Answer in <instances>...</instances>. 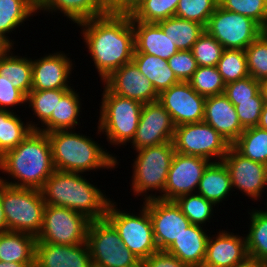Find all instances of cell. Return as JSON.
Here are the masks:
<instances>
[{
  "label": "cell",
  "mask_w": 267,
  "mask_h": 267,
  "mask_svg": "<svg viewBox=\"0 0 267 267\" xmlns=\"http://www.w3.org/2000/svg\"><path fill=\"white\" fill-rule=\"evenodd\" d=\"M101 82L132 62L135 36L130 15H104L77 24Z\"/></svg>",
  "instance_id": "obj_1"
},
{
  "label": "cell",
  "mask_w": 267,
  "mask_h": 267,
  "mask_svg": "<svg viewBox=\"0 0 267 267\" xmlns=\"http://www.w3.org/2000/svg\"><path fill=\"white\" fill-rule=\"evenodd\" d=\"M0 171L8 178L0 176L4 184L40 190L55 171L47 133L33 130L18 146L7 151L0 157Z\"/></svg>",
  "instance_id": "obj_2"
},
{
  "label": "cell",
  "mask_w": 267,
  "mask_h": 267,
  "mask_svg": "<svg viewBox=\"0 0 267 267\" xmlns=\"http://www.w3.org/2000/svg\"><path fill=\"white\" fill-rule=\"evenodd\" d=\"M40 191L46 204L69 208L91 221L104 219L112 201L82 173L55 170Z\"/></svg>",
  "instance_id": "obj_3"
},
{
  "label": "cell",
  "mask_w": 267,
  "mask_h": 267,
  "mask_svg": "<svg viewBox=\"0 0 267 267\" xmlns=\"http://www.w3.org/2000/svg\"><path fill=\"white\" fill-rule=\"evenodd\" d=\"M55 170L86 173L101 169L111 171L119 166L118 157L110 154L91 136L75 130H60L47 133ZM118 165V166H117Z\"/></svg>",
  "instance_id": "obj_4"
},
{
  "label": "cell",
  "mask_w": 267,
  "mask_h": 267,
  "mask_svg": "<svg viewBox=\"0 0 267 267\" xmlns=\"http://www.w3.org/2000/svg\"><path fill=\"white\" fill-rule=\"evenodd\" d=\"M97 135H105L110 145L125 146L132 142L139 124L143 104L110 92L104 85Z\"/></svg>",
  "instance_id": "obj_5"
},
{
  "label": "cell",
  "mask_w": 267,
  "mask_h": 267,
  "mask_svg": "<svg viewBox=\"0 0 267 267\" xmlns=\"http://www.w3.org/2000/svg\"><path fill=\"white\" fill-rule=\"evenodd\" d=\"M135 153L137 155L132 163L133 174L130 184L133 196H143V201L159 198L164 192L175 153L173 142L144 147L136 150ZM153 191H155L154 194ZM156 192H159V195Z\"/></svg>",
  "instance_id": "obj_6"
},
{
  "label": "cell",
  "mask_w": 267,
  "mask_h": 267,
  "mask_svg": "<svg viewBox=\"0 0 267 267\" xmlns=\"http://www.w3.org/2000/svg\"><path fill=\"white\" fill-rule=\"evenodd\" d=\"M6 231L40 233L46 203L39 189L14 187L1 182Z\"/></svg>",
  "instance_id": "obj_7"
},
{
  "label": "cell",
  "mask_w": 267,
  "mask_h": 267,
  "mask_svg": "<svg viewBox=\"0 0 267 267\" xmlns=\"http://www.w3.org/2000/svg\"><path fill=\"white\" fill-rule=\"evenodd\" d=\"M117 204L112 199L105 218L118 231L123 245L142 262L159 251L154 240L148 209L141 204L139 213L134 210L131 213V211H121Z\"/></svg>",
  "instance_id": "obj_8"
},
{
  "label": "cell",
  "mask_w": 267,
  "mask_h": 267,
  "mask_svg": "<svg viewBox=\"0 0 267 267\" xmlns=\"http://www.w3.org/2000/svg\"><path fill=\"white\" fill-rule=\"evenodd\" d=\"M87 245L96 267H141L142 262L122 243L118 231L106 219L91 221Z\"/></svg>",
  "instance_id": "obj_9"
},
{
  "label": "cell",
  "mask_w": 267,
  "mask_h": 267,
  "mask_svg": "<svg viewBox=\"0 0 267 267\" xmlns=\"http://www.w3.org/2000/svg\"><path fill=\"white\" fill-rule=\"evenodd\" d=\"M175 152L198 156L211 162L222 161L231 144L212 126L202 122L175 126Z\"/></svg>",
  "instance_id": "obj_10"
},
{
  "label": "cell",
  "mask_w": 267,
  "mask_h": 267,
  "mask_svg": "<svg viewBox=\"0 0 267 267\" xmlns=\"http://www.w3.org/2000/svg\"><path fill=\"white\" fill-rule=\"evenodd\" d=\"M91 220L66 207L46 204L43 224L36 242L60 245L86 243Z\"/></svg>",
  "instance_id": "obj_11"
},
{
  "label": "cell",
  "mask_w": 267,
  "mask_h": 267,
  "mask_svg": "<svg viewBox=\"0 0 267 267\" xmlns=\"http://www.w3.org/2000/svg\"><path fill=\"white\" fill-rule=\"evenodd\" d=\"M205 30L224 49L245 50L265 30L253 19L217 6L210 16Z\"/></svg>",
  "instance_id": "obj_12"
},
{
  "label": "cell",
  "mask_w": 267,
  "mask_h": 267,
  "mask_svg": "<svg viewBox=\"0 0 267 267\" xmlns=\"http://www.w3.org/2000/svg\"><path fill=\"white\" fill-rule=\"evenodd\" d=\"M210 160L175 152L168 171L163 194L158 198L175 201L179 196L197 192L200 179Z\"/></svg>",
  "instance_id": "obj_13"
},
{
  "label": "cell",
  "mask_w": 267,
  "mask_h": 267,
  "mask_svg": "<svg viewBox=\"0 0 267 267\" xmlns=\"http://www.w3.org/2000/svg\"><path fill=\"white\" fill-rule=\"evenodd\" d=\"M153 225V235L159 251H165L192 223L175 201L150 199L143 201Z\"/></svg>",
  "instance_id": "obj_14"
},
{
  "label": "cell",
  "mask_w": 267,
  "mask_h": 267,
  "mask_svg": "<svg viewBox=\"0 0 267 267\" xmlns=\"http://www.w3.org/2000/svg\"><path fill=\"white\" fill-rule=\"evenodd\" d=\"M222 161L230 173L233 191L239 190L254 202L264 199L267 165L242 156L232 146Z\"/></svg>",
  "instance_id": "obj_15"
},
{
  "label": "cell",
  "mask_w": 267,
  "mask_h": 267,
  "mask_svg": "<svg viewBox=\"0 0 267 267\" xmlns=\"http://www.w3.org/2000/svg\"><path fill=\"white\" fill-rule=\"evenodd\" d=\"M205 99L189 82H178L162 91L158 102L170 114L174 125L180 126L203 121Z\"/></svg>",
  "instance_id": "obj_16"
},
{
  "label": "cell",
  "mask_w": 267,
  "mask_h": 267,
  "mask_svg": "<svg viewBox=\"0 0 267 267\" xmlns=\"http://www.w3.org/2000/svg\"><path fill=\"white\" fill-rule=\"evenodd\" d=\"M175 125L170 114L158 102L143 104L136 134L130 143L131 149L173 142Z\"/></svg>",
  "instance_id": "obj_17"
},
{
  "label": "cell",
  "mask_w": 267,
  "mask_h": 267,
  "mask_svg": "<svg viewBox=\"0 0 267 267\" xmlns=\"http://www.w3.org/2000/svg\"><path fill=\"white\" fill-rule=\"evenodd\" d=\"M70 53L64 51H53L46 53L42 57L32 60V89H71L69 80L73 71L74 61L69 56ZM73 61V62H72Z\"/></svg>",
  "instance_id": "obj_18"
},
{
  "label": "cell",
  "mask_w": 267,
  "mask_h": 267,
  "mask_svg": "<svg viewBox=\"0 0 267 267\" xmlns=\"http://www.w3.org/2000/svg\"><path fill=\"white\" fill-rule=\"evenodd\" d=\"M110 92L136 100L142 104L158 101L159 94L153 84L132 61L112 72L102 81Z\"/></svg>",
  "instance_id": "obj_19"
},
{
  "label": "cell",
  "mask_w": 267,
  "mask_h": 267,
  "mask_svg": "<svg viewBox=\"0 0 267 267\" xmlns=\"http://www.w3.org/2000/svg\"><path fill=\"white\" fill-rule=\"evenodd\" d=\"M218 230L215 235L209 234L202 267L239 266L249 257L245 235L240 236L239 233L230 232L228 229Z\"/></svg>",
  "instance_id": "obj_20"
},
{
  "label": "cell",
  "mask_w": 267,
  "mask_h": 267,
  "mask_svg": "<svg viewBox=\"0 0 267 267\" xmlns=\"http://www.w3.org/2000/svg\"><path fill=\"white\" fill-rule=\"evenodd\" d=\"M92 265L87 242L76 245L35 243V267H91Z\"/></svg>",
  "instance_id": "obj_21"
},
{
  "label": "cell",
  "mask_w": 267,
  "mask_h": 267,
  "mask_svg": "<svg viewBox=\"0 0 267 267\" xmlns=\"http://www.w3.org/2000/svg\"><path fill=\"white\" fill-rule=\"evenodd\" d=\"M203 121L231 145L245 129L239 121L235 106L224 94L206 97Z\"/></svg>",
  "instance_id": "obj_22"
},
{
  "label": "cell",
  "mask_w": 267,
  "mask_h": 267,
  "mask_svg": "<svg viewBox=\"0 0 267 267\" xmlns=\"http://www.w3.org/2000/svg\"><path fill=\"white\" fill-rule=\"evenodd\" d=\"M207 231L205 227L191 224L165 252L191 267H202L209 238Z\"/></svg>",
  "instance_id": "obj_23"
},
{
  "label": "cell",
  "mask_w": 267,
  "mask_h": 267,
  "mask_svg": "<svg viewBox=\"0 0 267 267\" xmlns=\"http://www.w3.org/2000/svg\"><path fill=\"white\" fill-rule=\"evenodd\" d=\"M131 22L135 36L134 53H147L168 60L179 51L157 23H146L132 18Z\"/></svg>",
  "instance_id": "obj_24"
},
{
  "label": "cell",
  "mask_w": 267,
  "mask_h": 267,
  "mask_svg": "<svg viewBox=\"0 0 267 267\" xmlns=\"http://www.w3.org/2000/svg\"><path fill=\"white\" fill-rule=\"evenodd\" d=\"M35 14H39L36 0H0V38L10 47H14L16 42L15 39H10V33L23 27L22 24L30 21Z\"/></svg>",
  "instance_id": "obj_25"
},
{
  "label": "cell",
  "mask_w": 267,
  "mask_h": 267,
  "mask_svg": "<svg viewBox=\"0 0 267 267\" xmlns=\"http://www.w3.org/2000/svg\"><path fill=\"white\" fill-rule=\"evenodd\" d=\"M232 192L230 173L224 162H211L200 179L196 193L219 207L229 195L232 196Z\"/></svg>",
  "instance_id": "obj_26"
},
{
  "label": "cell",
  "mask_w": 267,
  "mask_h": 267,
  "mask_svg": "<svg viewBox=\"0 0 267 267\" xmlns=\"http://www.w3.org/2000/svg\"><path fill=\"white\" fill-rule=\"evenodd\" d=\"M37 12L61 13L75 25L88 19L104 16L96 0H38Z\"/></svg>",
  "instance_id": "obj_27"
},
{
  "label": "cell",
  "mask_w": 267,
  "mask_h": 267,
  "mask_svg": "<svg viewBox=\"0 0 267 267\" xmlns=\"http://www.w3.org/2000/svg\"><path fill=\"white\" fill-rule=\"evenodd\" d=\"M74 88L72 87L60 101H57L55 114H52L43 126L40 125L38 131L49 133L60 130H76L77 125L81 124L78 117L81 116L83 104L79 92Z\"/></svg>",
  "instance_id": "obj_28"
},
{
  "label": "cell",
  "mask_w": 267,
  "mask_h": 267,
  "mask_svg": "<svg viewBox=\"0 0 267 267\" xmlns=\"http://www.w3.org/2000/svg\"><path fill=\"white\" fill-rule=\"evenodd\" d=\"M34 235L4 231L0 233V261L17 263H35Z\"/></svg>",
  "instance_id": "obj_29"
},
{
  "label": "cell",
  "mask_w": 267,
  "mask_h": 267,
  "mask_svg": "<svg viewBox=\"0 0 267 267\" xmlns=\"http://www.w3.org/2000/svg\"><path fill=\"white\" fill-rule=\"evenodd\" d=\"M12 49L15 48L9 47L0 57V75L27 97L32 89V58L14 55Z\"/></svg>",
  "instance_id": "obj_30"
},
{
  "label": "cell",
  "mask_w": 267,
  "mask_h": 267,
  "mask_svg": "<svg viewBox=\"0 0 267 267\" xmlns=\"http://www.w3.org/2000/svg\"><path fill=\"white\" fill-rule=\"evenodd\" d=\"M132 61L153 84L158 94L180 82L169 67L168 60L147 53H134Z\"/></svg>",
  "instance_id": "obj_31"
},
{
  "label": "cell",
  "mask_w": 267,
  "mask_h": 267,
  "mask_svg": "<svg viewBox=\"0 0 267 267\" xmlns=\"http://www.w3.org/2000/svg\"><path fill=\"white\" fill-rule=\"evenodd\" d=\"M30 120L22 121L16 111L0 110V157L18 146L33 130H39V124Z\"/></svg>",
  "instance_id": "obj_32"
},
{
  "label": "cell",
  "mask_w": 267,
  "mask_h": 267,
  "mask_svg": "<svg viewBox=\"0 0 267 267\" xmlns=\"http://www.w3.org/2000/svg\"><path fill=\"white\" fill-rule=\"evenodd\" d=\"M178 50H191L205 27L198 22L173 16L157 22Z\"/></svg>",
  "instance_id": "obj_33"
},
{
  "label": "cell",
  "mask_w": 267,
  "mask_h": 267,
  "mask_svg": "<svg viewBox=\"0 0 267 267\" xmlns=\"http://www.w3.org/2000/svg\"><path fill=\"white\" fill-rule=\"evenodd\" d=\"M259 209V210H258ZM248 212L250 222L248 233L244 234L248 256L253 259L267 261V208Z\"/></svg>",
  "instance_id": "obj_34"
},
{
  "label": "cell",
  "mask_w": 267,
  "mask_h": 267,
  "mask_svg": "<svg viewBox=\"0 0 267 267\" xmlns=\"http://www.w3.org/2000/svg\"><path fill=\"white\" fill-rule=\"evenodd\" d=\"M231 146L242 156L267 165V130L258 126L245 128Z\"/></svg>",
  "instance_id": "obj_35"
},
{
  "label": "cell",
  "mask_w": 267,
  "mask_h": 267,
  "mask_svg": "<svg viewBox=\"0 0 267 267\" xmlns=\"http://www.w3.org/2000/svg\"><path fill=\"white\" fill-rule=\"evenodd\" d=\"M175 202L194 225L206 227L207 222L209 224L215 216L214 211L216 213L214 208L217 206L197 193L179 196Z\"/></svg>",
  "instance_id": "obj_36"
},
{
  "label": "cell",
  "mask_w": 267,
  "mask_h": 267,
  "mask_svg": "<svg viewBox=\"0 0 267 267\" xmlns=\"http://www.w3.org/2000/svg\"><path fill=\"white\" fill-rule=\"evenodd\" d=\"M70 89H51V90H38L30 91L27 95L26 105L31 108L34 118L43 126L52 114H55V107L57 101L69 91Z\"/></svg>",
  "instance_id": "obj_37"
},
{
  "label": "cell",
  "mask_w": 267,
  "mask_h": 267,
  "mask_svg": "<svg viewBox=\"0 0 267 267\" xmlns=\"http://www.w3.org/2000/svg\"><path fill=\"white\" fill-rule=\"evenodd\" d=\"M179 0H141L130 14L136 21L157 23L175 16Z\"/></svg>",
  "instance_id": "obj_38"
},
{
  "label": "cell",
  "mask_w": 267,
  "mask_h": 267,
  "mask_svg": "<svg viewBox=\"0 0 267 267\" xmlns=\"http://www.w3.org/2000/svg\"><path fill=\"white\" fill-rule=\"evenodd\" d=\"M217 69L225 84L248 77L245 50L224 49Z\"/></svg>",
  "instance_id": "obj_39"
},
{
  "label": "cell",
  "mask_w": 267,
  "mask_h": 267,
  "mask_svg": "<svg viewBox=\"0 0 267 267\" xmlns=\"http://www.w3.org/2000/svg\"><path fill=\"white\" fill-rule=\"evenodd\" d=\"M188 82L199 95L204 97L220 95L225 90V83L217 66H198Z\"/></svg>",
  "instance_id": "obj_40"
},
{
  "label": "cell",
  "mask_w": 267,
  "mask_h": 267,
  "mask_svg": "<svg viewBox=\"0 0 267 267\" xmlns=\"http://www.w3.org/2000/svg\"><path fill=\"white\" fill-rule=\"evenodd\" d=\"M249 76L257 81L267 78V31H264L246 49Z\"/></svg>",
  "instance_id": "obj_41"
},
{
  "label": "cell",
  "mask_w": 267,
  "mask_h": 267,
  "mask_svg": "<svg viewBox=\"0 0 267 267\" xmlns=\"http://www.w3.org/2000/svg\"><path fill=\"white\" fill-rule=\"evenodd\" d=\"M218 5V0H179L175 16L206 27Z\"/></svg>",
  "instance_id": "obj_42"
},
{
  "label": "cell",
  "mask_w": 267,
  "mask_h": 267,
  "mask_svg": "<svg viewBox=\"0 0 267 267\" xmlns=\"http://www.w3.org/2000/svg\"><path fill=\"white\" fill-rule=\"evenodd\" d=\"M218 2L223 9L249 17L267 31V2L265 0H218Z\"/></svg>",
  "instance_id": "obj_43"
},
{
  "label": "cell",
  "mask_w": 267,
  "mask_h": 267,
  "mask_svg": "<svg viewBox=\"0 0 267 267\" xmlns=\"http://www.w3.org/2000/svg\"><path fill=\"white\" fill-rule=\"evenodd\" d=\"M198 66H217L224 47L206 30L199 36L191 49Z\"/></svg>",
  "instance_id": "obj_44"
},
{
  "label": "cell",
  "mask_w": 267,
  "mask_h": 267,
  "mask_svg": "<svg viewBox=\"0 0 267 267\" xmlns=\"http://www.w3.org/2000/svg\"><path fill=\"white\" fill-rule=\"evenodd\" d=\"M261 91L260 81L251 76L225 84L224 95L234 105L237 101L253 100Z\"/></svg>",
  "instance_id": "obj_45"
},
{
  "label": "cell",
  "mask_w": 267,
  "mask_h": 267,
  "mask_svg": "<svg viewBox=\"0 0 267 267\" xmlns=\"http://www.w3.org/2000/svg\"><path fill=\"white\" fill-rule=\"evenodd\" d=\"M265 99L260 91L253 100L237 101L235 110L239 121L244 128L258 125Z\"/></svg>",
  "instance_id": "obj_46"
},
{
  "label": "cell",
  "mask_w": 267,
  "mask_h": 267,
  "mask_svg": "<svg viewBox=\"0 0 267 267\" xmlns=\"http://www.w3.org/2000/svg\"><path fill=\"white\" fill-rule=\"evenodd\" d=\"M168 65L180 82H188L198 68L191 50H179L168 59Z\"/></svg>",
  "instance_id": "obj_47"
},
{
  "label": "cell",
  "mask_w": 267,
  "mask_h": 267,
  "mask_svg": "<svg viewBox=\"0 0 267 267\" xmlns=\"http://www.w3.org/2000/svg\"><path fill=\"white\" fill-rule=\"evenodd\" d=\"M26 99L27 97L20 90L16 89L12 85V82L8 81L7 78L0 75V110L14 112L13 108L15 106L20 107L24 104L26 109Z\"/></svg>",
  "instance_id": "obj_48"
},
{
  "label": "cell",
  "mask_w": 267,
  "mask_h": 267,
  "mask_svg": "<svg viewBox=\"0 0 267 267\" xmlns=\"http://www.w3.org/2000/svg\"><path fill=\"white\" fill-rule=\"evenodd\" d=\"M141 267H191L165 251H158L142 261Z\"/></svg>",
  "instance_id": "obj_49"
},
{
  "label": "cell",
  "mask_w": 267,
  "mask_h": 267,
  "mask_svg": "<svg viewBox=\"0 0 267 267\" xmlns=\"http://www.w3.org/2000/svg\"><path fill=\"white\" fill-rule=\"evenodd\" d=\"M104 15H130V0H96Z\"/></svg>",
  "instance_id": "obj_50"
},
{
  "label": "cell",
  "mask_w": 267,
  "mask_h": 267,
  "mask_svg": "<svg viewBox=\"0 0 267 267\" xmlns=\"http://www.w3.org/2000/svg\"><path fill=\"white\" fill-rule=\"evenodd\" d=\"M237 267H267V261H261L248 257L243 263Z\"/></svg>",
  "instance_id": "obj_51"
},
{
  "label": "cell",
  "mask_w": 267,
  "mask_h": 267,
  "mask_svg": "<svg viewBox=\"0 0 267 267\" xmlns=\"http://www.w3.org/2000/svg\"><path fill=\"white\" fill-rule=\"evenodd\" d=\"M258 127L267 130V102L264 103Z\"/></svg>",
  "instance_id": "obj_52"
},
{
  "label": "cell",
  "mask_w": 267,
  "mask_h": 267,
  "mask_svg": "<svg viewBox=\"0 0 267 267\" xmlns=\"http://www.w3.org/2000/svg\"><path fill=\"white\" fill-rule=\"evenodd\" d=\"M0 267H35V263H17L0 261Z\"/></svg>",
  "instance_id": "obj_53"
},
{
  "label": "cell",
  "mask_w": 267,
  "mask_h": 267,
  "mask_svg": "<svg viewBox=\"0 0 267 267\" xmlns=\"http://www.w3.org/2000/svg\"><path fill=\"white\" fill-rule=\"evenodd\" d=\"M6 231V221L1 201V182H0V233Z\"/></svg>",
  "instance_id": "obj_54"
},
{
  "label": "cell",
  "mask_w": 267,
  "mask_h": 267,
  "mask_svg": "<svg viewBox=\"0 0 267 267\" xmlns=\"http://www.w3.org/2000/svg\"><path fill=\"white\" fill-rule=\"evenodd\" d=\"M260 85L265 102H267V78H264L262 81H260Z\"/></svg>",
  "instance_id": "obj_55"
},
{
  "label": "cell",
  "mask_w": 267,
  "mask_h": 267,
  "mask_svg": "<svg viewBox=\"0 0 267 267\" xmlns=\"http://www.w3.org/2000/svg\"><path fill=\"white\" fill-rule=\"evenodd\" d=\"M9 45L0 38V57L9 49Z\"/></svg>",
  "instance_id": "obj_56"
},
{
  "label": "cell",
  "mask_w": 267,
  "mask_h": 267,
  "mask_svg": "<svg viewBox=\"0 0 267 267\" xmlns=\"http://www.w3.org/2000/svg\"><path fill=\"white\" fill-rule=\"evenodd\" d=\"M141 0H130V9L133 10L134 6Z\"/></svg>",
  "instance_id": "obj_57"
},
{
  "label": "cell",
  "mask_w": 267,
  "mask_h": 267,
  "mask_svg": "<svg viewBox=\"0 0 267 267\" xmlns=\"http://www.w3.org/2000/svg\"><path fill=\"white\" fill-rule=\"evenodd\" d=\"M267 189V176H266V185H265V190ZM266 192H267V190H266ZM267 201V200H266ZM265 208H267V202H266V207Z\"/></svg>",
  "instance_id": "obj_58"
}]
</instances>
